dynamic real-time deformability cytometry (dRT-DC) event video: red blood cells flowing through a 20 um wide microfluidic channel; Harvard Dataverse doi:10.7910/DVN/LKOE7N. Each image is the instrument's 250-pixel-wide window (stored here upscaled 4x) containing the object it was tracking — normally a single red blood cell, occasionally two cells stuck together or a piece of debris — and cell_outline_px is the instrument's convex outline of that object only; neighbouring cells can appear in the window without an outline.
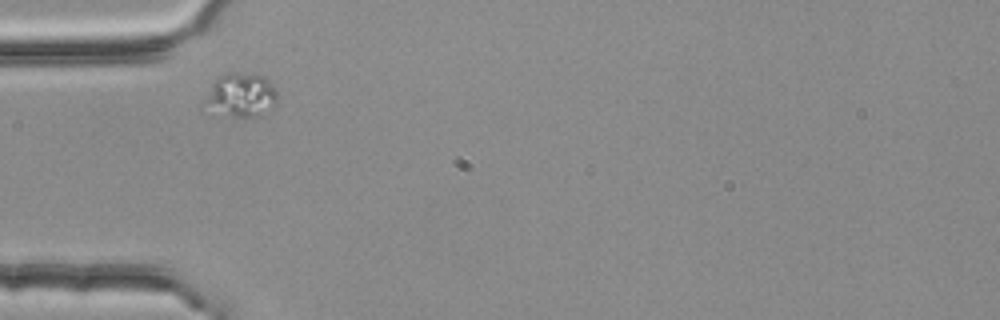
{"species": "common noctule bat (a hibernating species)", "species_latin": "Nyctalus noctula", "temperature_condition": "room temperature", "stored_images_in_passage": 4, "camera_frame_rate_fps": 3000, "um_per_image_px": 0.085, "animal": {"sex": "female", "body_mass_g": 25.1}, "frame": {"image": 1, "passage_image": 1, "time_ms": 0.0, "image_size_px": [1000, 320], "cell_outline_px": [[276, 104], [260, 116], [252, 120], [208, 116], [200, 112], [200, 104], [212, 84], [220, 76], [228, 72], [236, 72], [264, 76], [272, 84], [276, 92]], "centroid_in_image_um": [20.32, 8.22], "position_along_channel_um": 64.7, "area_um2": 20.29}}